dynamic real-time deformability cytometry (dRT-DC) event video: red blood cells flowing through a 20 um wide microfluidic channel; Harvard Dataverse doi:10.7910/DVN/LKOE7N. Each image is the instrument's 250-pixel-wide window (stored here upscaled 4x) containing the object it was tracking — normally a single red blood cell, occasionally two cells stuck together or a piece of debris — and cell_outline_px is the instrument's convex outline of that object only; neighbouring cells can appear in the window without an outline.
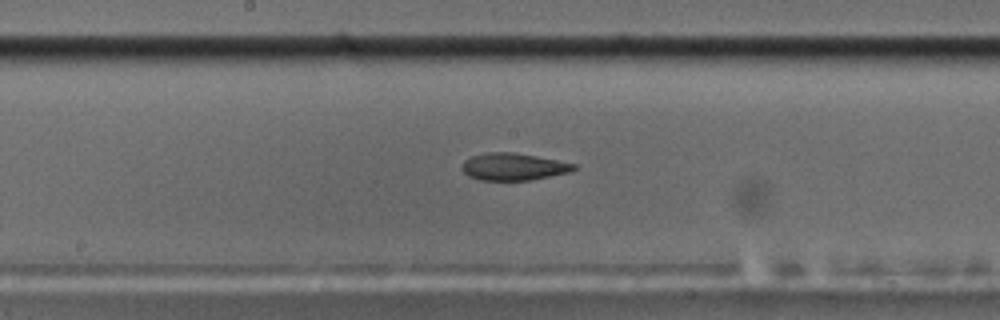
{"species": "common noctule bat (a hibernating species)", "species_latin": "Nyctalus noctula", "temperature_condition": "cold", "stored_images_in_passage": 44, "camera_frame_rate_fps": 3000, "um_per_image_px": 0.085, "animal": {"sex": "male", "body_mass_g": 17.5, "forearm_length_mm": 52.3}, "frame": {"image": 1, "passage_image": 18, "time_ms": 5.667, "image_size_px": [1000, 320], "cell_outline_px": [[576, 168], [568, 172], [532, 180], [480, 180], [468, 176], [460, 168], [464, 160], [472, 156], [488, 152], [512, 152], [536, 156], [576, 164]], "centroid_in_image_um": [43.59, 14.17], "position_along_channel_um": 204.6, "area_um2": 17.63}}
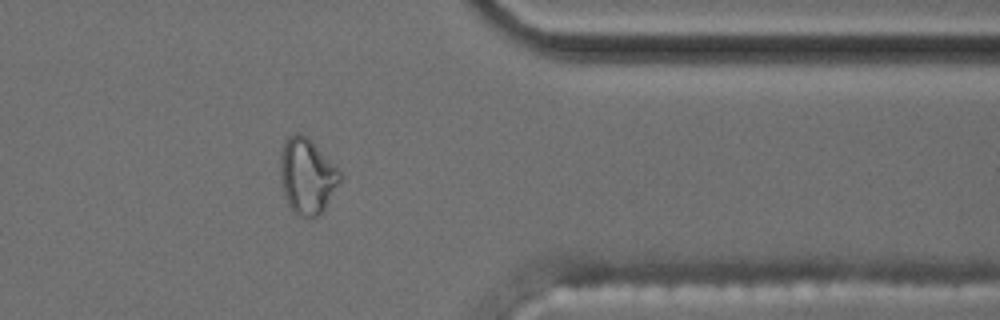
{"frame": {"image": 2, "passage_image": 34, "time_ms": 11.0, "image_size_px": [1000, 320], "cell_outline_px": [[344, 176], [324, 208], [316, 216], [300, 216], [288, 204], [284, 196], [280, 180], [280, 156], [284, 144], [288, 136], [296, 132], [300, 132], [340, 168]], "centroid_in_image_um": [26.11, 14.94], "position_along_channel_um": 385.3, "area_um2": 26.13}}
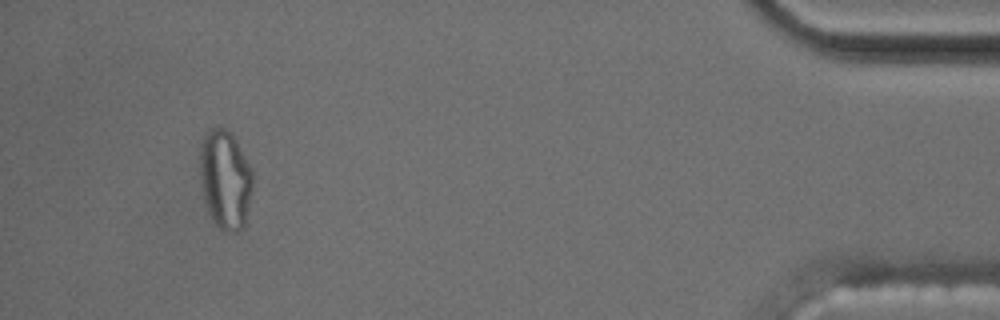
{"frame": {"image": 3, "passage_image": 41, "time_ms": 13.333, "image_size_px": [1000, 320], "cell_outline_px": [[252, 192], [248, 212], [244, 224], [236, 232], [224, 232], [212, 220], [208, 212], [204, 200], [200, 184], [200, 144], [204, 132], [208, 128], [224, 128], [232, 132], [252, 172]], "centroid_in_image_um": [19.12, 15.24], "position_along_channel_um": 416.1, "area_um2": 30.75}, "authors_computed_cell_mechanics": {"area_um2": 18.7561, "velocity_mm_per_s": 3.6178, "shape_relaxation_time_tau1_ms": null, "shape_relaxation_time_tau2_ms": 4.3632, "deformation_change_tau1": null, "deformation_change_tau2": 0.1282}}